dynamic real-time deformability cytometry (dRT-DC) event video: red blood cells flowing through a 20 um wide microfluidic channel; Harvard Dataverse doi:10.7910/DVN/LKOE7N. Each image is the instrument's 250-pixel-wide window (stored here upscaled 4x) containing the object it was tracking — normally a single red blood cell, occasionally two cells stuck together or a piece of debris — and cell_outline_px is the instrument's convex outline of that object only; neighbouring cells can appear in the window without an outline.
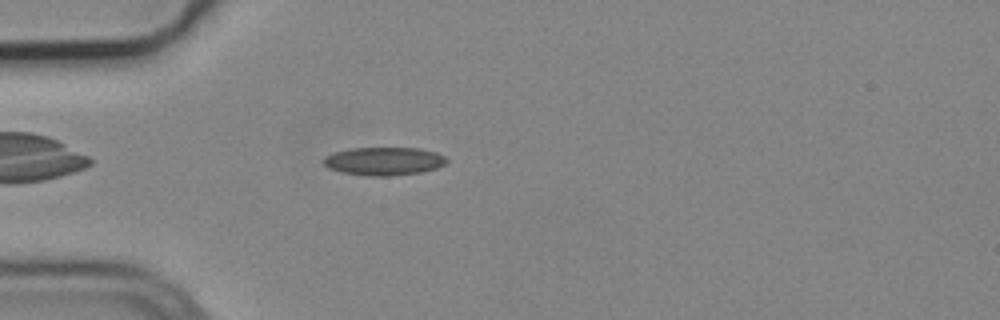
{"species": "common noctule bat (a hibernating species)", "species_latin": "Nyctalus noctula", "temperature_condition": "cold", "stored_images_in_passage": 1, "camera_frame_rate_fps": 3000, "um_per_image_px": 0.085, "animal": {"sex": "male", "body_mass_g": 19.2, "forearm_length_mm": 51.8}, "frame": {"image": 1, "passage_image": 1, "time_ms": 0.0, "image_size_px": [1000, 320], "cell_outline_px": [[448, 160], [444, 164], [436, 168], [420, 172], [388, 176], [372, 176], [340, 172], [328, 168], [324, 164], [324, 156], [336, 152], [352, 148], [420, 148], [436, 152], [444, 156]], "centroid_in_image_um": [32.63, 13.7], "position_along_channel_um": 52.4, "area_um2": 20.06}}